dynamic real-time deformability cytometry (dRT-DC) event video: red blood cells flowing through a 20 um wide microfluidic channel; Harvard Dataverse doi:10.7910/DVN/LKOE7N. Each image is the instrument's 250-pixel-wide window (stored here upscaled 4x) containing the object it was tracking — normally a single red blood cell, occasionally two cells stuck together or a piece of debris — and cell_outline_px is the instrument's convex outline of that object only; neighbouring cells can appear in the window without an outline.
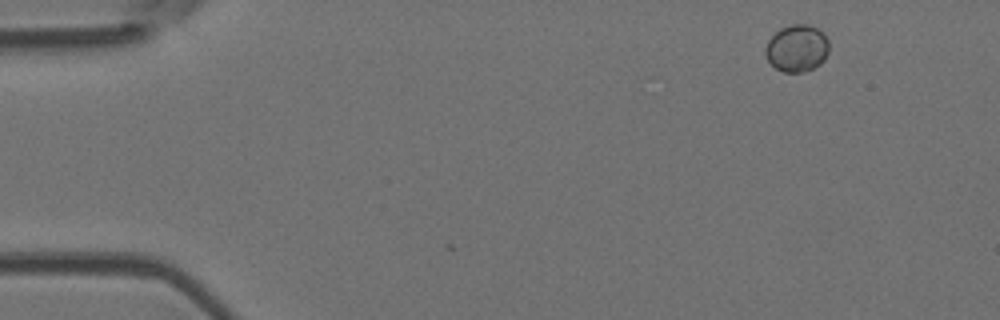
{"species": "Egyptian fruit bat (a non-hibernating species)", "species_latin": "Rousettus aegyptiacus", "temperature_condition": "room temperature", "stored_images_in_passage": 2, "camera_frame_rate_fps": 3000, "um_per_image_px": 0.085, "animal": {"sex": "female"}, "frame": {"image": 1, "passage_image": 2, "time_ms": 0.333, "image_size_px": [1000, 320], "cell_outline_px": [[828, 52], [824, 60], [820, 64], [804, 72], [784, 72], [776, 68], [768, 60], [764, 52], [764, 48], [768, 40], [780, 28], [792, 24], [808, 24], [824, 32], [828, 40]], "centroid_in_image_um": [67.74, 4.09], "position_along_channel_um": 17.3, "area_um2": 17.51}}